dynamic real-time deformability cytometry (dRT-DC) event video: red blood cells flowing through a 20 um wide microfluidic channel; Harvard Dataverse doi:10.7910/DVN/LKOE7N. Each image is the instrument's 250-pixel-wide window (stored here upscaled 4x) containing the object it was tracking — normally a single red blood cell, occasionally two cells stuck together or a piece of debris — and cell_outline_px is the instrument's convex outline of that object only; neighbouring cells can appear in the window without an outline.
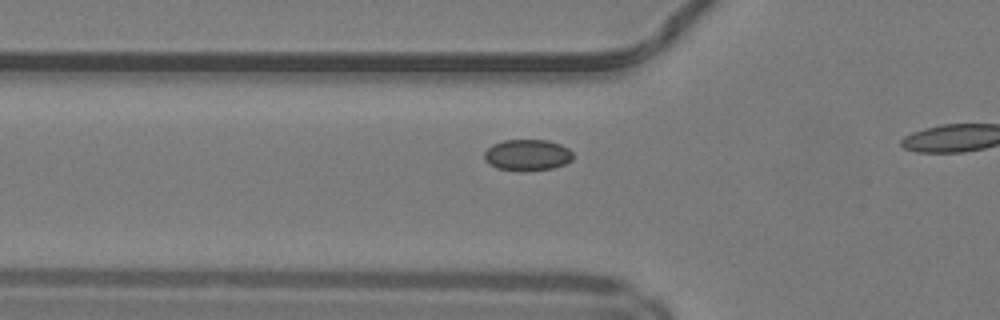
{"species": "common noctule bat (a hibernating species)", "species_latin": "Nyctalus noctula", "temperature_condition": "warm", "stored_images_in_passage": 16, "camera_frame_rate_fps": 3000, "um_per_image_px": 0.085, "animal": {"sex": "male", "body_mass_g": 19.2, "forearm_length_mm": 51.8}, "frame": {"image": 1, "passage_image": 14, "time_ms": 4.333, "image_size_px": [1000, 320], "cell_outline_px": [[572, 160], [564, 164], [552, 168], [524, 172], [520, 172], [496, 168], [488, 164], [484, 160], [484, 152], [492, 144], [504, 140], [548, 140], [560, 144], [568, 148], [572, 152]], "centroid_in_image_um": [44.79, 13.19], "position_along_channel_um": 81.0, "area_um2": 16.42}}